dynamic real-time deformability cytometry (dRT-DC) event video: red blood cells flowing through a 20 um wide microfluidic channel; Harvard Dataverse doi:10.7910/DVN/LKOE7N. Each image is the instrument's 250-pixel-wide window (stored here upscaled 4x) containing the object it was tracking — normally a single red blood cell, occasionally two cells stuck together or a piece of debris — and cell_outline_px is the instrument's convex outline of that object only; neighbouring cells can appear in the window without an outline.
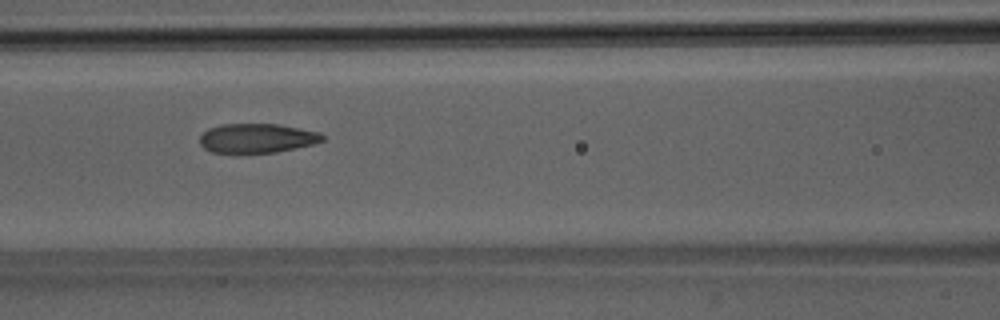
{"species": "Egyptian fruit bat (a non-hibernating species)", "species_latin": "Rousettus aegyptiacus", "temperature_condition": "room temperature", "stored_images_in_passage": 51, "camera_frame_rate_fps": 3000, "um_per_image_px": 0.085, "animal": {"sex": "male"}, "frame": {"image": 1, "passage_image": 23, "time_ms": 7.333, "image_size_px": [1000, 320], "cell_outline_px": [[324, 140], [312, 144], [276, 152], [212, 152], [204, 148], [200, 144], [200, 136], [208, 128], [220, 124], [280, 124], [320, 132], [324, 136]], "centroid_in_image_um": [21.84, 11.73], "position_along_channel_um": 144.8, "area_um2": 20.81}}
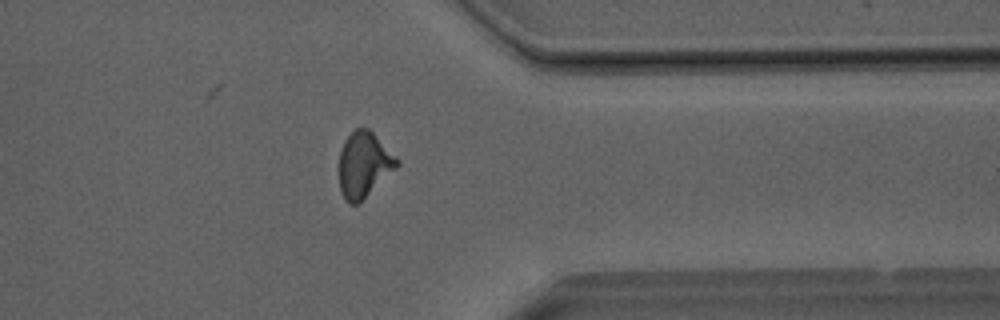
{"frame": {"image": 2, "passage_image": 41, "time_ms": 13.333, "image_size_px": [1000, 320], "cell_outline_px": [[400, 164], [360, 204], [348, 204], [344, 200], [340, 192], [340, 152], [344, 140], [356, 128], [368, 128], [400, 160]], "centroid_in_image_um": [30.94, 14.04], "position_along_channel_um": 380.5, "area_um2": 22.14}}
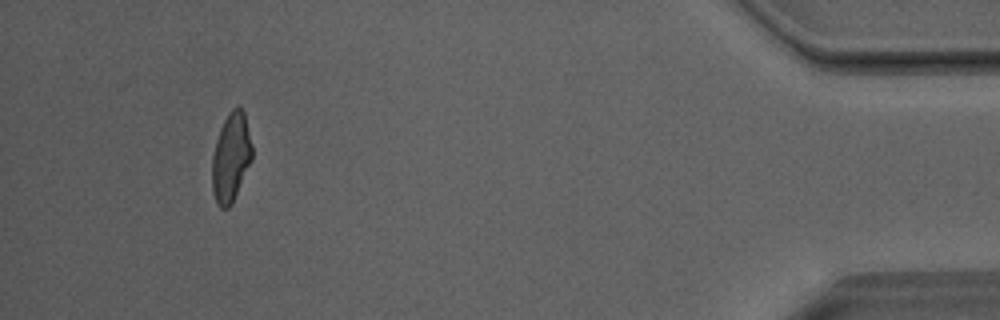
{"frame": {"image": 3, "passage_image": 48, "time_ms": 15.667, "image_size_px": [1000, 320], "cell_outline_px": [[252, 160], [232, 204], [228, 208], [220, 208], [216, 204], [212, 192], [212, 156], [216, 140], [220, 128], [228, 112], [232, 108], [240, 108], [244, 112], [252, 144]], "centroid_in_image_um": [19.62, 13.41], "position_along_channel_um": 415.6, "area_um2": 20.87}, "authors_computed_cell_mechanics": {"area_um2": 21.7906, "velocity_mm_per_s": 4.0611, "shape_relaxation_time_tau1_ms": 7.2267, "shape_relaxation_time_tau2_ms": 1.4934, "deformation_change_tau1": 0.208, "deformation_change_tau2": 0.1047}}